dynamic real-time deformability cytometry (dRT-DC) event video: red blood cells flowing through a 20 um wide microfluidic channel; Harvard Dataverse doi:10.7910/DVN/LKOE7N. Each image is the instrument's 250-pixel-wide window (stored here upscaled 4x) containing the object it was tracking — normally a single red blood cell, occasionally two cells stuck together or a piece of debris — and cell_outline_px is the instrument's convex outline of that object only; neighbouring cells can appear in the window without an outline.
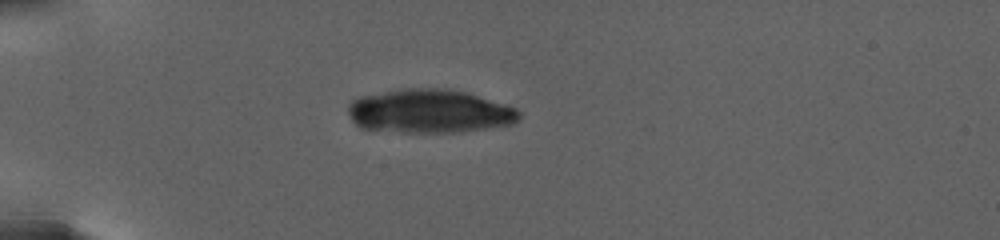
{"species": "human", "species_latin": "Homo sapiens", "temperature_condition": "warm", "stored_images_in_passage": 24, "camera_frame_rate_fps": 3000, "um_per_image_px": 0.085, "donor": {"sex": "female"}, "frame": {"image": 1, "passage_image": 1, "time_ms": 0.0, "image_size_px": [1000, 240], "cell_outline_px": [[520, 116], [512, 124], [460, 132], [400, 132], [360, 128], [352, 120], [348, 112], [348, 104], [352, 100], [360, 96], [408, 88], [436, 88], [464, 92], [512, 108], [520, 112]], "centroid_in_image_um": [36.42, 9.47], "position_along_channel_um": 48.6, "area_um2": 42.77}}